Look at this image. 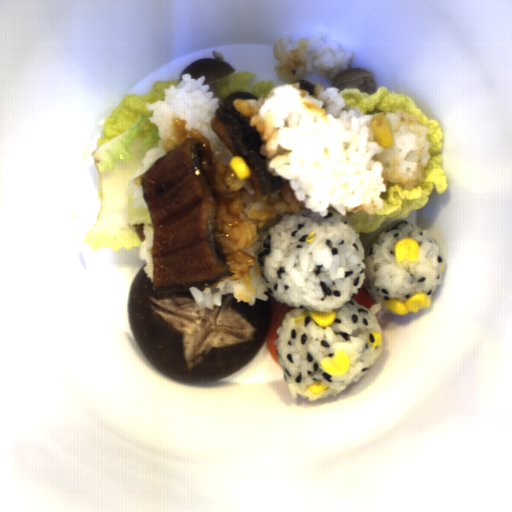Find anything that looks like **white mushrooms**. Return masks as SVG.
<instances>
[{"label":"white mushrooms","mask_w":512,"mask_h":512,"mask_svg":"<svg viewBox=\"0 0 512 512\" xmlns=\"http://www.w3.org/2000/svg\"><path fill=\"white\" fill-rule=\"evenodd\" d=\"M332 87L338 89L339 92L346 89H360V91L373 95L376 89V80L370 70L349 67L348 70L333 78Z\"/></svg>","instance_id":"obj_1"},{"label":"white mushrooms","mask_w":512,"mask_h":512,"mask_svg":"<svg viewBox=\"0 0 512 512\" xmlns=\"http://www.w3.org/2000/svg\"><path fill=\"white\" fill-rule=\"evenodd\" d=\"M234 68L225 61L217 58L200 59L189 64L180 73V80L184 74H190L192 78L205 77V83L227 76H231Z\"/></svg>","instance_id":"obj_2"}]
</instances>
